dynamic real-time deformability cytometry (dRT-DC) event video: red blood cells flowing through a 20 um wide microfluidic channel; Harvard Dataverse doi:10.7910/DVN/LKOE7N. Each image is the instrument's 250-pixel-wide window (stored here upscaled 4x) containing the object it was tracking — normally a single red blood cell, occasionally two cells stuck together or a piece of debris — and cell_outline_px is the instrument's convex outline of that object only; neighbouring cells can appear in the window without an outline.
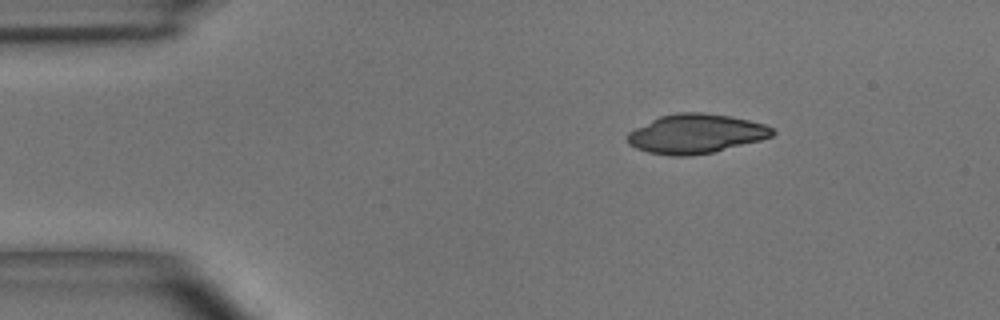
{"species": "common noctule bat (a hibernating species)", "species_latin": "Nyctalus noctula", "temperature_condition": "room temperature", "stored_images_in_passage": 43, "camera_frame_rate_fps": 3000, "um_per_image_px": 0.085, "animal": {"sex": "male", "body_mass_g": 15.6}, "frame": {"image": 1, "passage_image": 1, "time_ms": 0.0, "image_size_px": [1000, 320], "cell_outline_px": [[776, 132], [772, 136], [760, 140], [712, 152], [688, 156], [672, 156], [648, 152], [636, 148], [628, 144], [628, 132], [660, 116], [676, 112], [704, 112], [732, 116], [764, 124], [772, 128]], "centroid_in_image_um": [59.15, 11.36], "position_along_channel_um": 25.9, "area_um2": 33.0}}
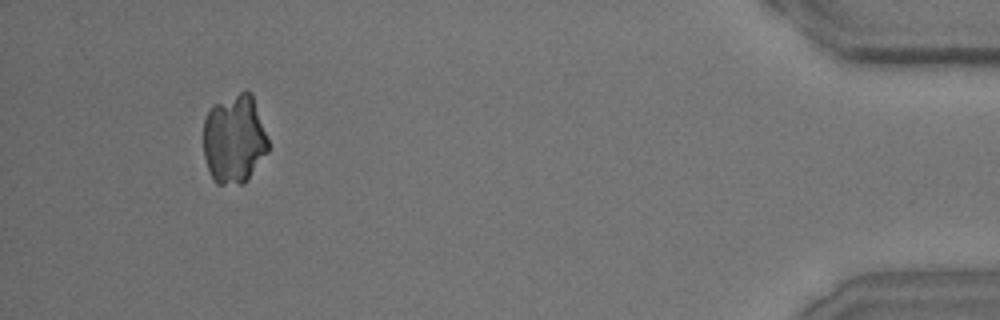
{"frame": {"image": 2, "passage_image": 40, "time_ms": 13.0, "image_size_px": [1000, 320], "cell_outline_px": [[268, 152], [248, 180], [244, 184], [216, 184], [208, 168], [204, 156], [204, 120], [212, 104], [240, 92], [252, 92], [268, 140]], "centroid_in_image_um": [19.92, 11.83], "position_along_channel_um": 415.3, "area_um2": 33.64}}